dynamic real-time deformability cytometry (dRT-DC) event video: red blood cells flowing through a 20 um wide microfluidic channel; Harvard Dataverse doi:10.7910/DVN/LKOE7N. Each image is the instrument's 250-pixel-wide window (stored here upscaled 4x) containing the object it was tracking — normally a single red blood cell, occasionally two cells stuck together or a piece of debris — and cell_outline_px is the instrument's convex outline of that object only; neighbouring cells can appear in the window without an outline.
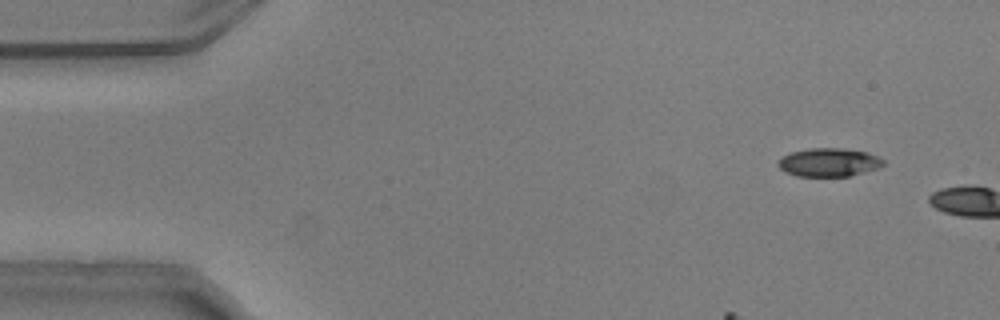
{"species": "common noctule bat (a hibernating species)", "species_latin": "Nyctalus noctula", "temperature_condition": "warm", "stored_images_in_passage": 4, "camera_frame_rate_fps": 3000, "um_per_image_px": 0.085, "animal": {"sex": "male", "body_mass_g": 20.5, "forearm_length_mm": 52.5}, "frame": {"image": 1, "passage_image": 2, "time_ms": 0.333, "image_size_px": [1000, 320], "cell_outline_px": [[884, 164], [880, 168], [848, 176], [796, 176], [784, 172], [776, 164], [784, 156], [792, 152], [808, 148], [840, 148], [864, 152], [876, 156], [884, 160]], "centroid_in_image_um": [70.44, 13.81], "position_along_channel_um": 14.6, "area_um2": 17.28}}